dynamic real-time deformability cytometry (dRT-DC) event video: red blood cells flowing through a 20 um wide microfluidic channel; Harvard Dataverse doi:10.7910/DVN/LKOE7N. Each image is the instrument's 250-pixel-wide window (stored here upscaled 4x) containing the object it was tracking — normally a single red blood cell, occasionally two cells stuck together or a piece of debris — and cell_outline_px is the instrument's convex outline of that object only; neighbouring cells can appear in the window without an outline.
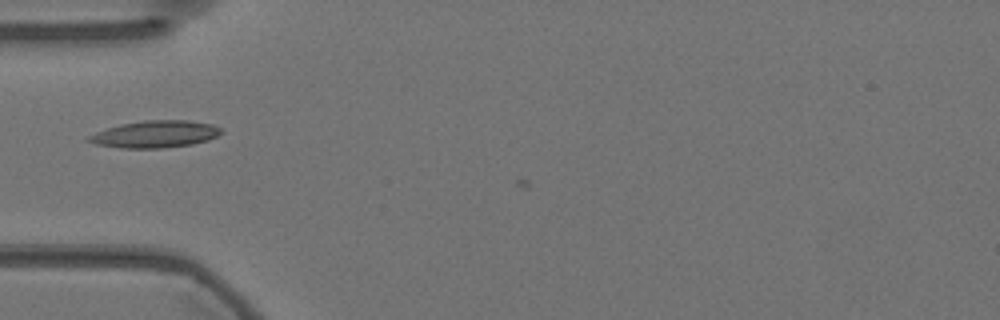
{"species": "Egyptian fruit bat (a non-hibernating species)", "species_latin": "Rousettus aegyptiacus", "temperature_condition": "warm", "stored_images_in_passage": 6, "camera_frame_rate_fps": 3000, "um_per_image_px": 0.085, "animal": {"sex": "female"}, "frame": {"image": 1, "passage_image": 4, "time_ms": 1.0, "image_size_px": [1000, 320], "cell_outline_px": [[220, 132], [216, 136], [208, 140], [192, 144], [164, 148], [120, 148], [96, 144], [84, 140], [88, 136], [96, 132], [120, 124], [144, 120], [188, 120], [212, 124], [220, 128]], "centroid_in_image_um": [13.15, 11.4], "position_along_channel_um": 71.9, "area_um2": 20.81}}